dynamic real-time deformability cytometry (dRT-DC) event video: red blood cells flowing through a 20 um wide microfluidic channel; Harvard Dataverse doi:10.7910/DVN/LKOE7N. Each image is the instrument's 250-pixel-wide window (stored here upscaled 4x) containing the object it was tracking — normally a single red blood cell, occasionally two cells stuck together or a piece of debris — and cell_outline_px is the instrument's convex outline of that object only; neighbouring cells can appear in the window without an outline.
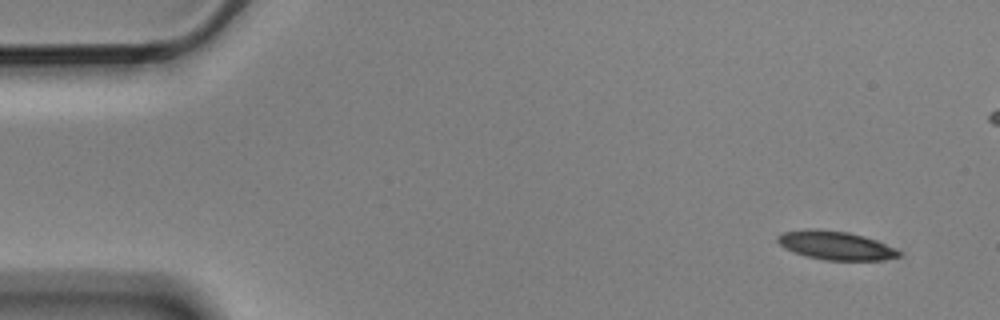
{"species": "Egyptian fruit bat (a non-hibernating species)", "species_latin": "Rousettus aegyptiacus", "temperature_condition": "cold", "stored_images_in_passage": 6, "segment_of_instrument_passage": [2, 2], "camera_frame_rate_fps": 3000, "um_per_image_px": 0.085, "animal": {"sex": "male"}, "frame": {"image": 1, "passage_image": 6, "time_ms": 1.667, "image_size_px": [1000, 320], "cell_outline_px": [[900, 256], [884, 260], [824, 260], [804, 256], [792, 252], [784, 248], [776, 240], [776, 236], [784, 232], [812, 228], [848, 232], [864, 236], [876, 240], [896, 248], [900, 252]], "centroid_in_image_um": [71.0, 20.86], "position_along_channel_um": 14.0, "area_um2": 20.35}}